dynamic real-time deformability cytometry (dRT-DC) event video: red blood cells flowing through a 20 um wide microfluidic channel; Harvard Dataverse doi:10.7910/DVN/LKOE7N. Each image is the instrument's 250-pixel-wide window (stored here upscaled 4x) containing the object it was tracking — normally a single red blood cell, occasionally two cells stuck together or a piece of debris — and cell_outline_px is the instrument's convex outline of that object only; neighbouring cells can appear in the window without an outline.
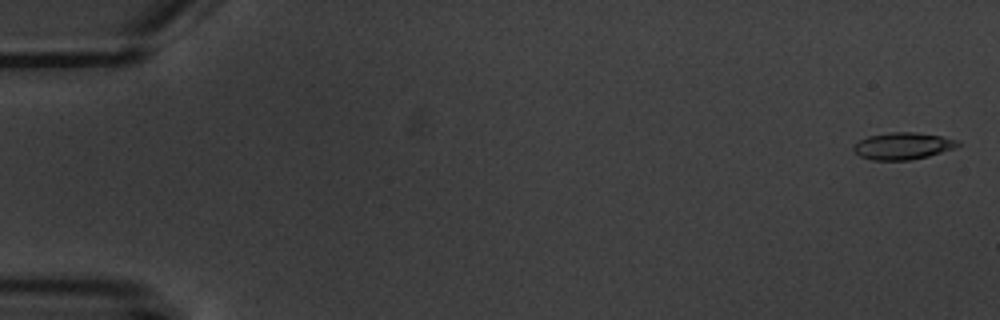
{"species": "common noctule bat (a hibernating species)", "species_latin": "Nyctalus noctula", "temperature_condition": "warm", "stored_images_in_passage": 5, "camera_frame_rate_fps": 3000, "um_per_image_px": 0.085, "animal": {"sex": "male", "body_mass_g": 20.1, "forearm_length_mm": 53.5}, "frame": {"image": 1, "passage_image": 1, "time_ms": 0.0, "image_size_px": [1000, 320], "cell_outline_px": [[960, 144], [952, 148], [928, 156], [912, 160], [872, 160], [860, 156], [852, 148], [860, 140], [868, 136], [888, 132], [916, 132], [940, 136], [960, 140]], "centroid_in_image_um": [76.73, 12.4], "position_along_channel_um": 8.3, "area_um2": 16.24}}